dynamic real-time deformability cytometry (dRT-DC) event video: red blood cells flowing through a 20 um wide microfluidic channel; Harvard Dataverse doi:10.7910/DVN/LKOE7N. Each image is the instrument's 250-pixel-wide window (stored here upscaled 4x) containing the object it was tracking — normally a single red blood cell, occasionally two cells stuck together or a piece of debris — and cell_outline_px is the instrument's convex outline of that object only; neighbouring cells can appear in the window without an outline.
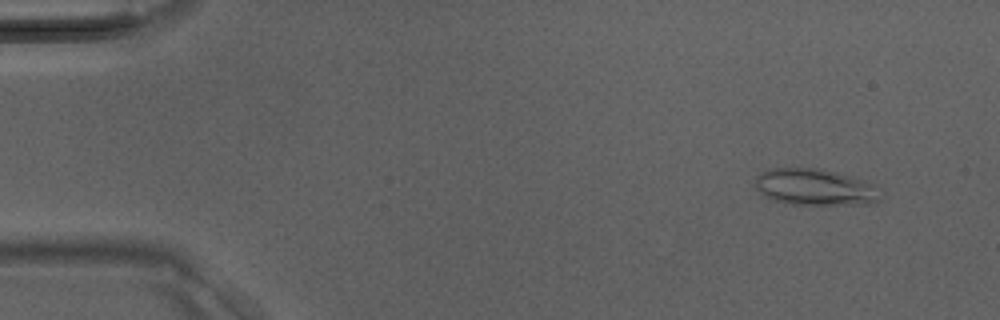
{"species": "Egyptian fruit bat (a non-hibernating species)", "species_latin": "Rousettus aegyptiacus", "temperature_condition": "room temperature", "stored_images_in_passage": 41, "camera_frame_rate_fps": 3000, "um_per_image_px": 0.085, "animal": {"sex": "male"}, "frame": {"image": 1, "passage_image": 4, "time_ms": 1.0, "image_size_px": [1000, 320], "cell_outline_px": [[880, 200], [876, 204], [792, 204], [776, 200], [764, 196], [756, 188], [756, 176], [768, 168], [820, 168], [868, 180], [876, 184], [880, 188]], "centroid_in_image_um": [69.36, 15.9], "position_along_channel_um": 15.6, "area_um2": 26.99}}
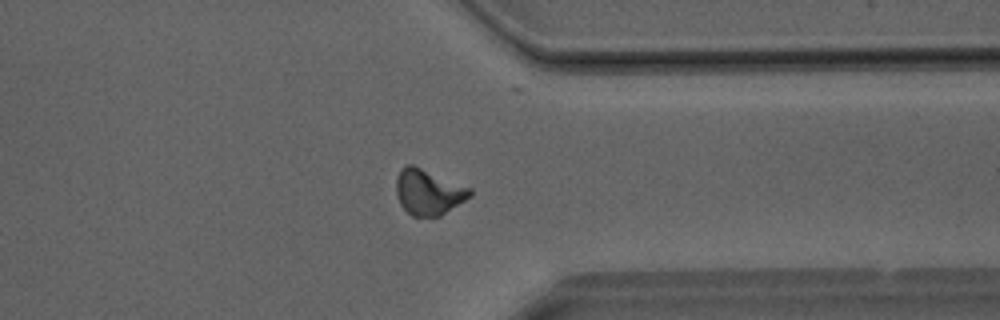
{"frame": {"image": 2, "passage_image": 32, "time_ms": 10.333, "image_size_px": [1000, 320], "cell_outline_px": [[472, 196], [440, 216], [412, 216], [400, 204], [396, 192], [396, 176], [400, 168], [404, 164], [412, 164], [472, 188]], "centroid_in_image_um": [36.41, 16.3], "position_along_channel_um": 375.0, "area_um2": 19.71}}
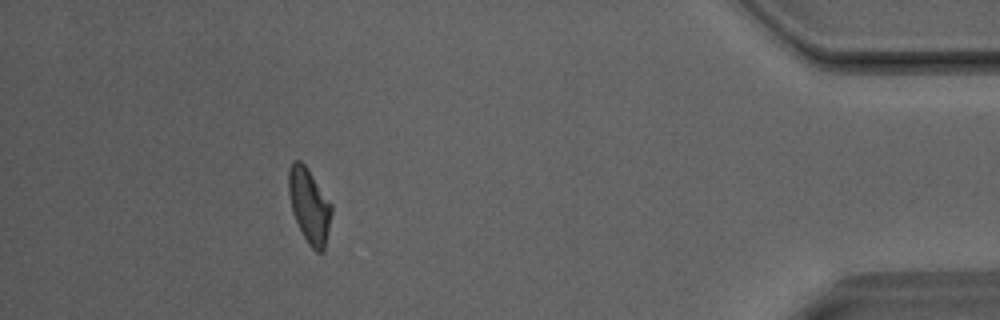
{"frame": {"image": 3, "passage_image": 37, "time_ms": 12.0, "image_size_px": [1000, 320], "cell_outline_px": [[332, 212], [324, 252], [316, 252], [308, 244], [292, 212], [288, 192], [288, 172], [292, 160], [300, 160], [304, 164], [332, 204]], "centroid_in_image_um": [26.28, 17.48], "position_along_channel_um": 408.9, "area_um2": 18.55}}